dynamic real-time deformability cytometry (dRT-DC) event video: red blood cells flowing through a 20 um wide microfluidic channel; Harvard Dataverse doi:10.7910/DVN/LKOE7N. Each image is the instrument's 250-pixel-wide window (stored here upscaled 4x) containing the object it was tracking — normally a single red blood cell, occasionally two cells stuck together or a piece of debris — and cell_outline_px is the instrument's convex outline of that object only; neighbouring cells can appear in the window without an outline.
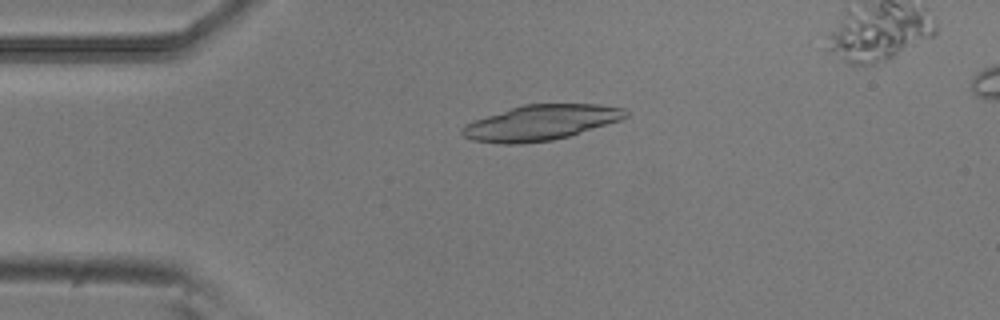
{"species": "common noctule bat (a hibernating species)", "species_latin": "Nyctalus noctula", "temperature_condition": "room temperature", "stored_images_in_passage": 51, "camera_frame_rate_fps": 3000, "um_per_image_px": 0.085, "animal": {"sex": "male", "body_mass_g": 20.5, "forearm_length_mm": 52.5}, "frame": {"image": 1, "passage_image": 12, "time_ms": 3.667, "image_size_px": [1000, 320], "cell_outline_px": [[628, 116], [620, 120], [568, 136], [552, 140], [520, 144], [504, 144], [472, 140], [464, 136], [460, 132], [460, 128], [464, 124], [472, 120], [524, 104], [600, 104], [624, 108], [628, 112]], "centroid_in_image_um": [45.93, 10.42], "position_along_channel_um": 39.1, "area_um2": 33.58}}